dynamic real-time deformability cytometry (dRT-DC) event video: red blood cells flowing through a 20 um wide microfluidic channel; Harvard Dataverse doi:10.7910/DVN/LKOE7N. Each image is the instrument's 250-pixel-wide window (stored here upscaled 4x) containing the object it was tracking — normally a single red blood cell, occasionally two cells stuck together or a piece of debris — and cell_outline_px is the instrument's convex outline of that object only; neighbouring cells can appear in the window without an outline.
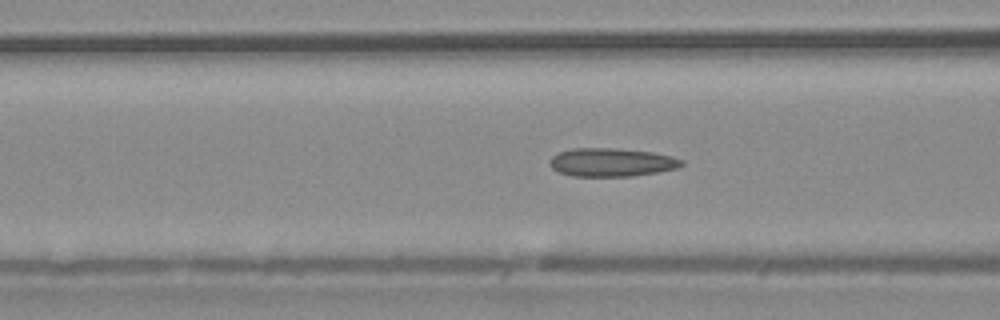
{"species": "common noctule bat (a hibernating species)", "species_latin": "Nyctalus noctula", "temperature_condition": "warm", "stored_images_in_passage": 43, "camera_frame_rate_fps": 3000, "um_per_image_px": 0.085, "animal": {"sex": "male", "body_mass_g": 20.4}, "frame": {"image": 1, "passage_image": 10, "time_ms": 3.0, "image_size_px": [1000, 320], "cell_outline_px": [[684, 164], [676, 168], [656, 172], [632, 176], [572, 176], [560, 172], [552, 168], [548, 164], [548, 160], [556, 152], [572, 148], [616, 148], [652, 152], [672, 156], [684, 160]], "centroid_in_image_um": [51.94, 13.78], "position_along_channel_um": 114.7, "area_um2": 21.96}}
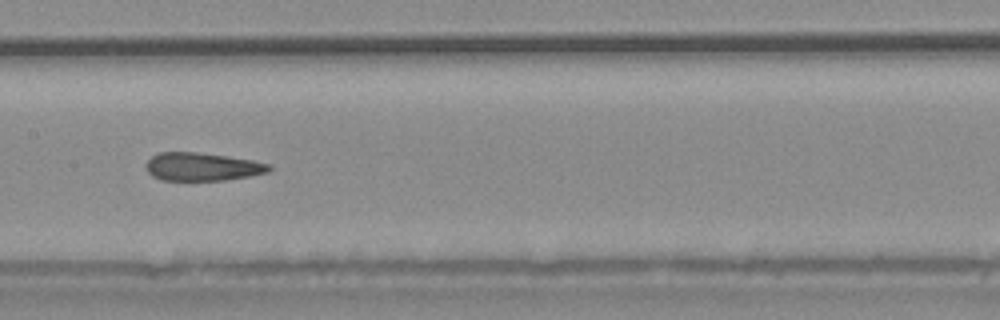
{"frame": {"image": 2, "passage_image": 16, "time_ms": 5.0, "image_size_px": [1000, 320], "cell_outline_px": [[272, 168], [268, 172], [248, 176], [224, 180], [160, 180], [152, 176], [148, 172], [144, 164], [152, 156], [160, 152], [196, 152], [252, 160], [268, 164]], "centroid_in_image_um": [17.14, 14.17], "position_along_channel_um": 190.3, "area_um2": 20.0}}
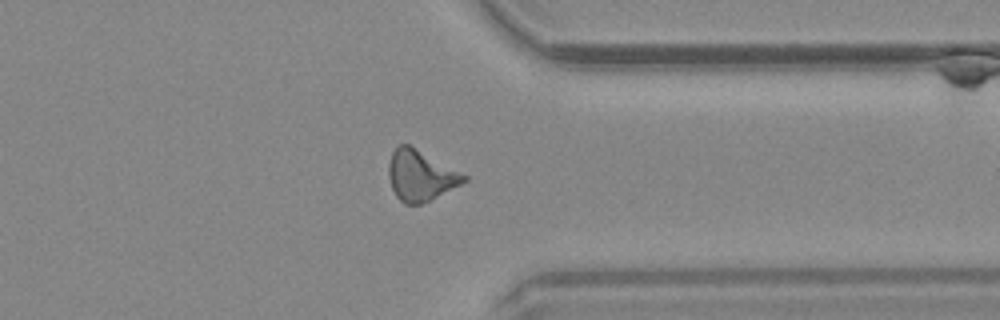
{"frame": {"image": 3, "passage_image": 31, "time_ms": 10.0, "image_size_px": [1000, 320], "cell_outline_px": [[468, 180], [420, 204], [404, 204], [396, 196], [392, 188], [388, 176], [388, 164], [392, 152], [400, 144], [408, 144], [468, 176]], "centroid_in_image_um": [35.71, 14.91], "position_along_channel_um": 375.7, "area_um2": 21.73}, "authors_computed_cell_mechanics": {"area_um2": 21.3282, "velocity_mm_per_s": 3.7775, "shape_relaxation_time_tau1_ms": null, "shape_relaxation_time_tau2_ms": 2.4757, "deformation_change_tau1": null, "deformation_change_tau2": 0.1231}}